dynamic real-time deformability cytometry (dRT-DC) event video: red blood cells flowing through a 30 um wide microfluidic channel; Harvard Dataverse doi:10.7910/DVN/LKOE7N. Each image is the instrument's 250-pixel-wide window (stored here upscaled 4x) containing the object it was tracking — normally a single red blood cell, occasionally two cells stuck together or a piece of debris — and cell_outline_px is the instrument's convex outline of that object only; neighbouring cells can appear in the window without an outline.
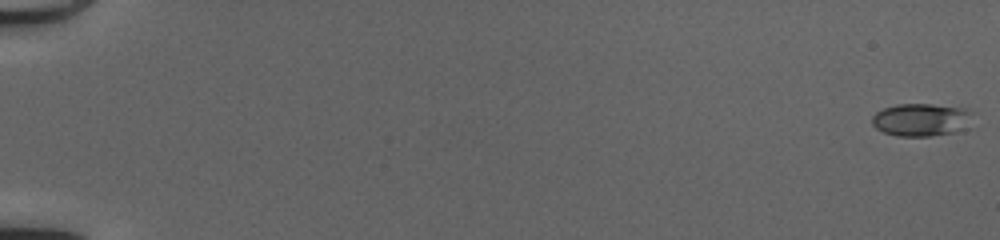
{"species": "common noctule bat (a hibernating species)", "species_latin": "Nyctalus noctula", "temperature_condition": "cold", "stored_images_in_passage": 52, "camera_frame_rate_fps": 3000, "um_per_image_px": 0.085, "animal": {"sex": "female", "body_mass_g": 20.0, "forearm_length_mm": 54.0}, "frame": {"image": 1, "passage_image": 1, "time_ms": 0.0, "image_size_px": [1000, 240], "cell_outline_px": [[976, 112], [968, 128], [956, 132], [928, 136], [896, 136], [884, 132], [876, 128], [872, 124], [872, 116], [876, 112], [884, 108], [896, 104], [932, 104], [964, 108]], "centroid_in_image_um": [78.37, 10.17], "position_along_channel_um": 6.6, "area_um2": 19.59}}
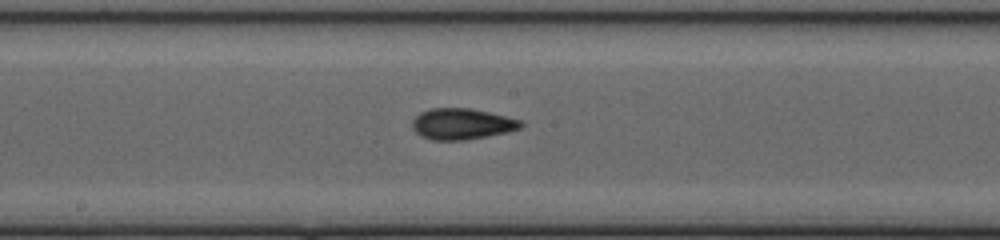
{"frame": {"image": 2, "passage_image": 30, "time_ms": 9.667, "image_size_px": [1000, 240], "cell_outline_px": [[524, 124], [520, 128], [508, 132], [464, 140], [432, 140], [420, 136], [412, 128], [412, 120], [420, 112], [428, 108], [472, 108], [520, 120]], "centroid_in_image_um": [39.22, 10.53], "position_along_channel_um": 209.0, "area_um2": 19.65}}
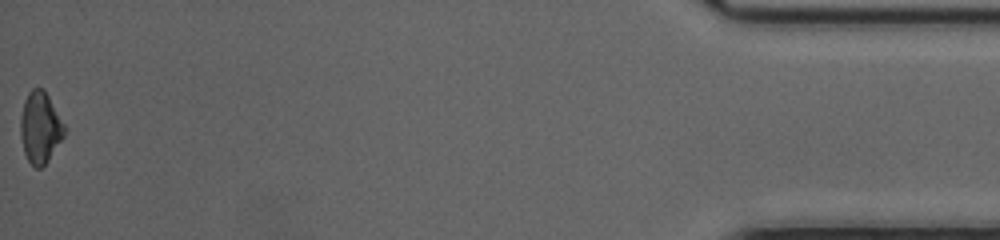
{"frame": {"image": 3, "passage_image": 52, "time_ms": 17.0, "image_size_px": [1000, 240], "cell_outline_px": [[64, 136], [48, 160], [40, 168], [36, 168], [28, 160], [24, 152], [20, 136], [20, 116], [24, 100], [28, 92], [32, 88], [44, 88], [64, 124]], "centroid_in_image_um": [3.39, 10.81], "position_along_channel_um": 431.8, "area_um2": 18.15}, "authors_computed_cell_mechanics": {"area_um2": 18.5827, "velocity_mm_per_s": 4.1981, "shape_relaxation_time_tau1_ms": 4.2147, "shape_relaxation_time_tau2_ms": 4.2973, "deformation_change_tau1": 0.1153, "deformation_change_tau2": 0.1072}}